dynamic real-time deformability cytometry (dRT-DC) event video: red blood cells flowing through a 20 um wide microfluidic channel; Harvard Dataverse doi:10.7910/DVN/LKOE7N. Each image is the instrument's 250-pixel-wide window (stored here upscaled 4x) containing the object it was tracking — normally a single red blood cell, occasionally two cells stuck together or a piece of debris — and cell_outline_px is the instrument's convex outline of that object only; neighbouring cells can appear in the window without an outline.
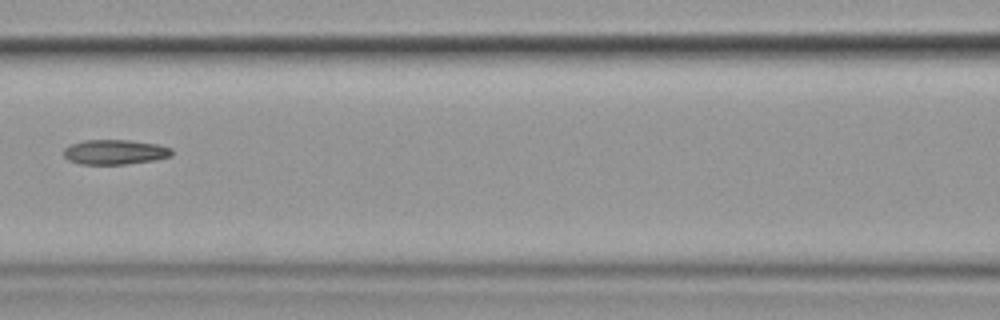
{"species": "common noctule bat (a hibernating species)", "species_latin": "Nyctalus noctula", "temperature_condition": "cold", "stored_images_in_passage": 15, "camera_frame_rate_fps": 3000, "um_per_image_px": 0.085, "animal": {"sex": "female", "body_mass_g": 19.9}, "frame": {"image": 1, "passage_image": 7, "time_ms": 8.0, "image_size_px": [1000, 320], "cell_outline_px": [[172, 156], [152, 160], [128, 164], [80, 164], [68, 160], [64, 156], [64, 148], [72, 144], [84, 140], [128, 140], [160, 144], [172, 148]], "centroid_in_image_um": [9.78, 12.92], "position_along_channel_um": 156.8, "area_um2": 15.66}}
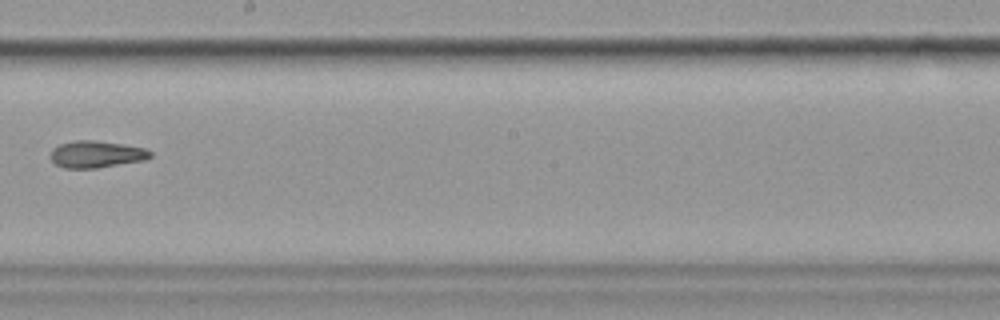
{"frame": {"image": 2, "passage_image": 9, "time_ms": 10.333, "image_size_px": [1000, 320], "cell_outline_px": [[152, 156], [144, 160], [96, 168], [64, 168], [56, 164], [52, 160], [52, 148], [60, 144], [76, 140], [96, 140], [144, 148], [152, 152]], "centroid_in_image_um": [8.19, 13.11], "position_along_channel_um": 240.0, "area_um2": 15.43}}